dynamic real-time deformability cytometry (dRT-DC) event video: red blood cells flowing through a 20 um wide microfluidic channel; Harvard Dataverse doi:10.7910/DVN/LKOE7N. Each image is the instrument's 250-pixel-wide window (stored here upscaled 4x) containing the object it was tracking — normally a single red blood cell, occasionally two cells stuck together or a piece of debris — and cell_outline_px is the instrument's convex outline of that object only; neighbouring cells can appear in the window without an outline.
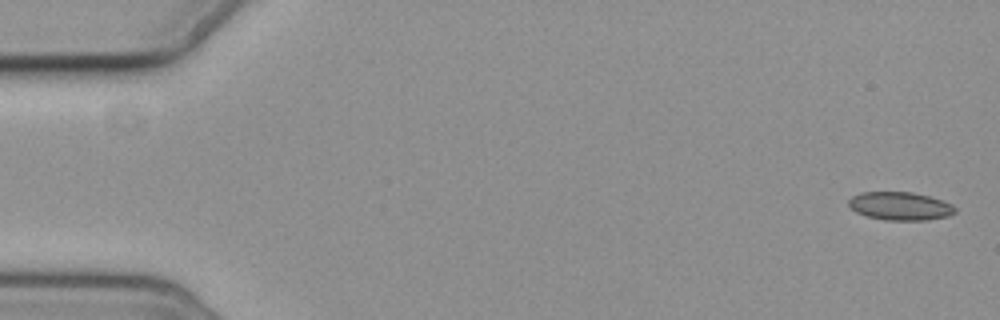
{"species": "common noctule bat (a hibernating species)", "species_latin": "Nyctalus noctula", "temperature_condition": "cold", "stored_images_in_passage": 4, "camera_frame_rate_fps": 3000, "um_per_image_px": 0.085, "animal": {"sex": "female", "body_mass_g": 19.3, "forearm_length_mm": 54.1}, "frame": {"image": 1, "passage_image": 1, "time_ms": 0.0, "image_size_px": [1000, 320], "cell_outline_px": [[956, 212], [948, 216], [924, 220], [884, 220], [868, 216], [856, 212], [848, 204], [848, 200], [852, 196], [860, 192], [912, 192], [928, 196], [952, 204], [956, 208]], "centroid_in_image_um": [76.5, 17.51], "position_along_channel_um": 8.5, "area_um2": 17.4}}